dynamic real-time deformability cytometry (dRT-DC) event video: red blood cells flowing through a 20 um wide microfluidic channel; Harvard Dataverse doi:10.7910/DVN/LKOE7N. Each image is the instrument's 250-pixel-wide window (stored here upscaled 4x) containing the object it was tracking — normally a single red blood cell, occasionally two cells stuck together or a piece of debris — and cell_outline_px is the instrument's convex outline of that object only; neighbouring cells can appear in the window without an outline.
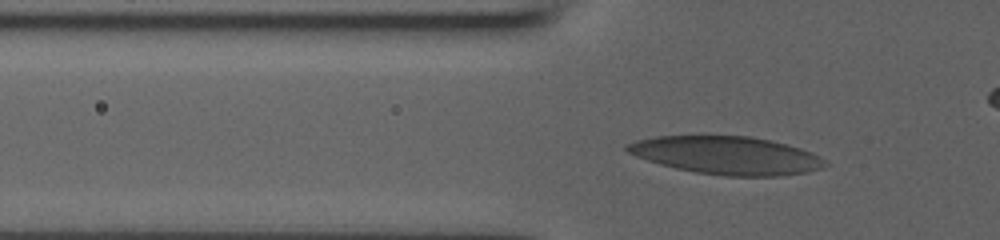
{"species": "human", "species_latin": "Homo sapiens", "temperature_condition": "room temperature", "stored_images_in_passage": 41, "camera_frame_rate_fps": 3000, "um_per_image_px": 0.085, "donor": {"sex": "male"}, "frame": {"image": 1, "passage_image": 12, "time_ms": 3.667, "image_size_px": [1000, 240], "cell_outline_px": [[828, 164], [824, 168], [808, 172], [776, 176], [724, 176], [696, 172], [676, 168], [660, 164], [636, 156], [628, 152], [624, 148], [624, 144], [636, 140], [656, 136], [752, 136], [772, 140], [788, 144], [812, 152], [820, 156]], "centroid_in_image_um": [61.79, 13.2], "position_along_channel_um": 64.0, "area_um2": 43.99}}
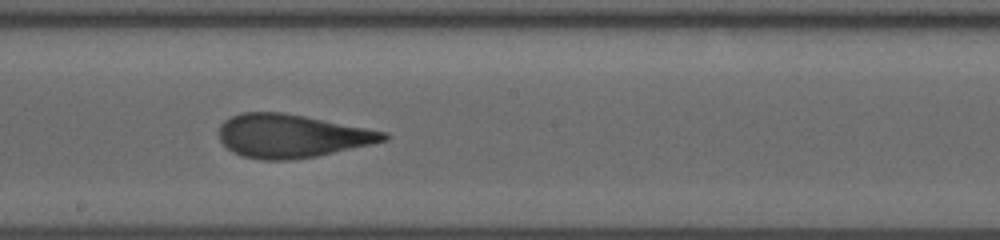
{"frame": {"image": 2, "passage_image": 24, "time_ms": 7.667, "image_size_px": [1000, 240], "cell_outline_px": [[388, 140], [372, 144], [316, 156], [288, 160], [260, 160], [240, 156], [232, 152], [220, 140], [220, 124], [224, 120], [240, 112], [280, 112], [304, 116], [388, 132]], "centroid_in_image_um": [24.77, 11.56], "position_along_channel_um": 223.4, "area_um2": 41.5}}
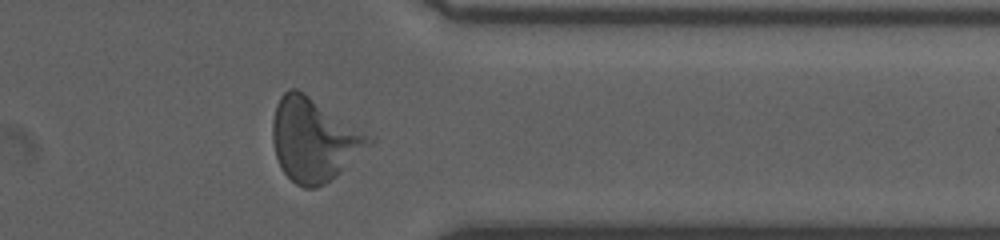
{"frame": {"image": 3, "passage_image": 36, "time_ms": 11.667, "image_size_px": [1000, 240], "cell_outline_px": [[376, 140], [372, 144], [336, 176], [324, 184], [316, 188], [304, 188], [296, 184], [280, 168], [276, 156], [272, 140], [272, 120], [276, 104], [280, 96], [288, 88], [296, 88], [304, 92]], "centroid_in_image_um": [26.65, 11.88], "position_along_channel_um": 384.8, "area_um2": 46.36}}